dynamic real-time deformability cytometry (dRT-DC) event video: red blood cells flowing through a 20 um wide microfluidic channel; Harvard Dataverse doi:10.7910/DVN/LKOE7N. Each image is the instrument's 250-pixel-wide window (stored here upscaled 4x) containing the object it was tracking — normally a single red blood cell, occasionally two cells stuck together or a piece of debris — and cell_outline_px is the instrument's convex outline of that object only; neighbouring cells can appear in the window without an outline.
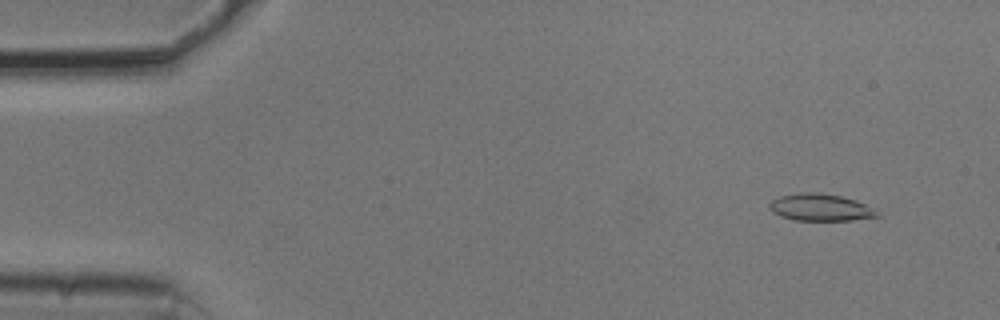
{"species": "common noctule bat (a hibernating species)", "species_latin": "Nyctalus noctula", "temperature_condition": "cold", "stored_images_in_passage": 44, "camera_frame_rate_fps": 3000, "um_per_image_px": 0.085, "animal": {"sex": "male", "body_mass_g": 20.5, "forearm_length_mm": 52.5}, "frame": {"image": 1, "passage_image": 5, "time_ms": 1.333, "image_size_px": [1000, 320], "cell_outline_px": [[884, 216], [852, 220], [792, 220], [780, 216], [772, 212], [768, 208], [768, 204], [772, 200], [780, 196], [800, 192], [812, 192], [840, 196], [856, 200], [872, 208]], "centroid_in_image_um": [69.72, 17.64], "position_along_channel_um": 15.3, "area_um2": 17.05}}
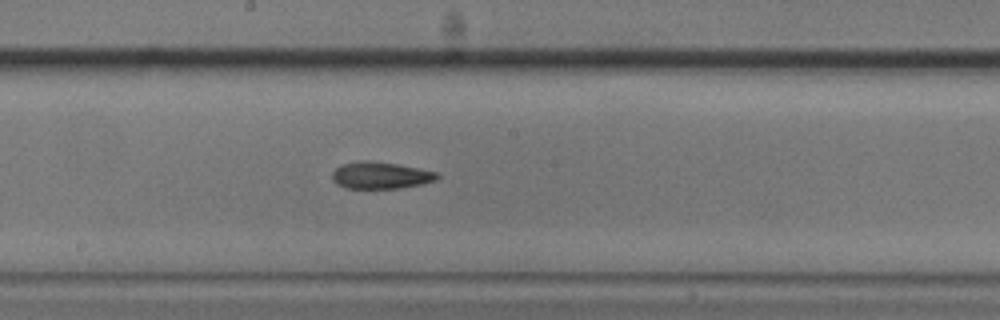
{"frame": {"image": 2, "passage_image": 29, "time_ms": 9.333, "image_size_px": [1000, 320], "cell_outline_px": [[440, 176], [436, 180], [420, 184], [400, 188], [344, 188], [336, 184], [332, 180], [332, 172], [336, 168], [344, 164], [364, 160], [368, 160], [396, 164], [436, 172]], "centroid_in_image_um": [32.31, 14.91], "position_along_channel_um": 215.9, "area_um2": 16.24}}
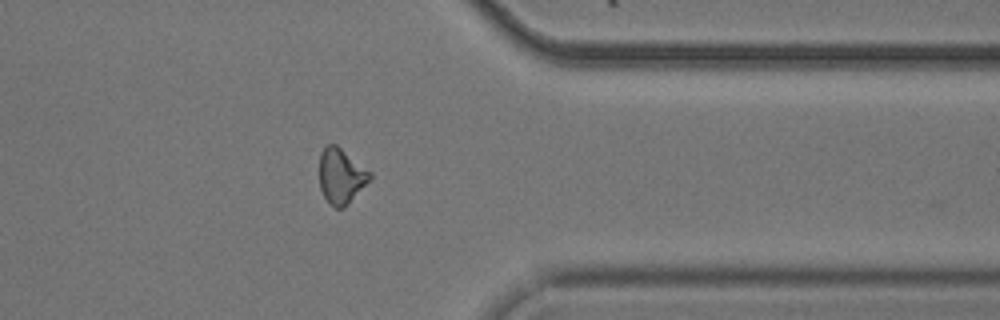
{"frame": {"image": 3, "passage_image": 43, "time_ms": 14.0, "image_size_px": [1000, 320], "cell_outline_px": [[372, 176], [348, 204], [344, 208], [336, 208], [324, 196], [320, 188], [320, 152], [328, 144], [336, 144], [372, 172]], "centroid_in_image_um": [28.99, 14.94], "position_along_channel_um": 382.4, "area_um2": 16.01}}